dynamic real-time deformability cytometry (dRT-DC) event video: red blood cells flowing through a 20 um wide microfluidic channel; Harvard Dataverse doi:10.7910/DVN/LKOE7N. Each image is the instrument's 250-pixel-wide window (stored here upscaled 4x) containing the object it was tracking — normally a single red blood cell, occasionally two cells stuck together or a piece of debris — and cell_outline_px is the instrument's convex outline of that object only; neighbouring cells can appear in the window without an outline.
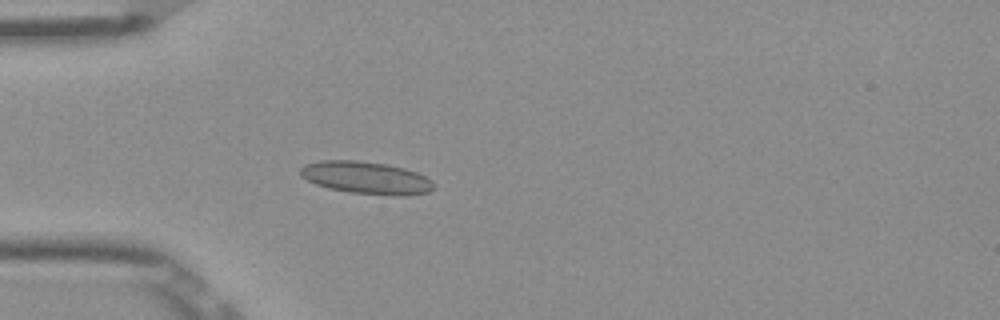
{"species": "Egyptian fruit bat (a non-hibernating species)", "species_latin": "Rousettus aegyptiacus", "temperature_condition": "room temperature", "stored_images_in_passage": 53, "camera_frame_rate_fps": 3000, "um_per_image_px": 0.085, "frame": {"image": 1, "passage_image": 16, "time_ms": 5.0, "image_size_px": [1000, 320], "cell_outline_px": [[436, 188], [428, 192], [408, 196], [400, 196], [348, 192], [328, 188], [316, 184], [300, 176], [300, 168], [304, 164], [320, 160], [356, 160], [384, 164], [404, 168], [416, 172], [432, 180], [436, 184]], "centroid_in_image_um": [31.14, 15.11], "position_along_channel_um": 53.9, "area_um2": 25.37}}
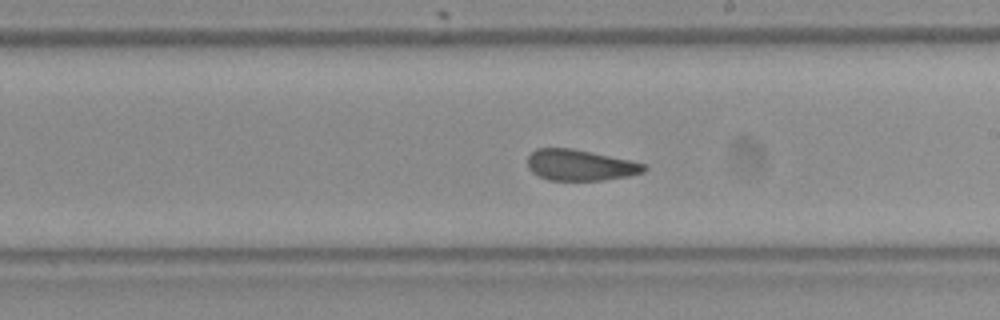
{"frame": {"image": 2, "passage_image": 31, "time_ms": 10.0, "image_size_px": [1000, 320], "cell_outline_px": [[648, 168], [644, 172], [628, 176], [600, 180], [548, 180], [532, 172], [528, 168], [528, 156], [536, 148], [572, 148], [628, 160], [644, 164]], "centroid_in_image_um": [49.29, 14.03], "position_along_channel_um": 239.7, "area_um2": 20.81}}
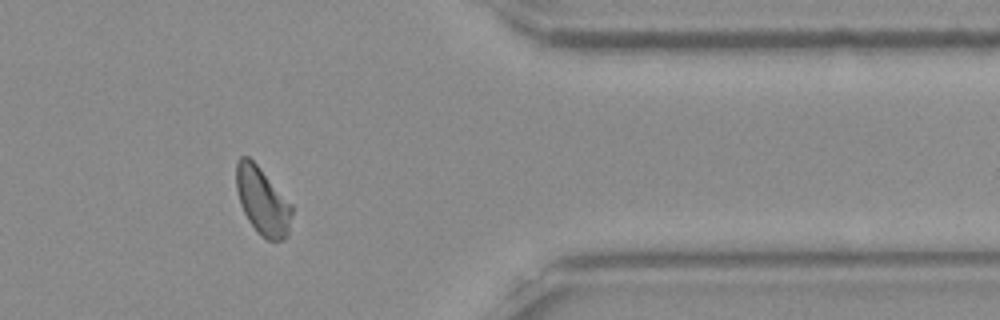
{"frame": {"image": 3, "passage_image": 44, "time_ms": 14.333, "image_size_px": [1000, 320], "cell_outline_px": [[292, 212], [288, 236], [284, 240], [268, 240], [260, 236], [248, 220], [240, 204], [236, 188], [236, 164], [240, 156], [248, 156], [260, 168], [292, 204]], "centroid_in_image_um": [22.31, 17.1], "position_along_channel_um": 389.1, "area_um2": 21.85}, "authors_computed_cell_mechanics": {"area_um2": 22.0218, "velocity_mm_per_s": 3.8774, "shape_relaxation_time_tau1_ms": null, "shape_relaxation_time_tau2_ms": 2.3366, "deformation_change_tau1": null, "deformation_change_tau2": 0.0872}}